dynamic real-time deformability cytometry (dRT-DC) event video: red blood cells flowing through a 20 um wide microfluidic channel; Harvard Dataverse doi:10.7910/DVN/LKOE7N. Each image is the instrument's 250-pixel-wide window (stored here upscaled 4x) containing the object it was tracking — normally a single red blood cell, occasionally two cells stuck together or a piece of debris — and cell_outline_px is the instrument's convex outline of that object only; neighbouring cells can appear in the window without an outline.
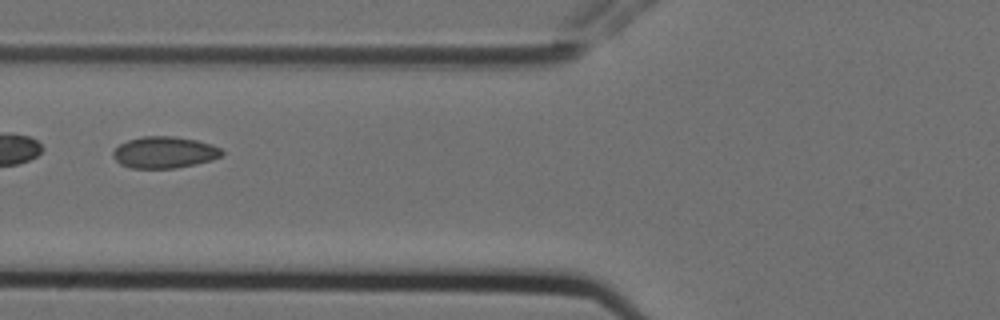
{"species": "Egyptian fruit bat (a non-hibernating species)", "species_latin": "Rousettus aegyptiacus", "temperature_condition": "cold", "stored_images_in_passage": 9, "camera_frame_rate_fps": 3000, "um_per_image_px": 0.085, "animal": {"sex": "female"}, "frame": {"image": 1, "passage_image": 6, "time_ms": 1.667, "image_size_px": [1000, 320], "cell_outline_px": [[224, 152], [220, 156], [212, 160], [196, 164], [176, 168], [132, 168], [120, 164], [112, 156], [112, 152], [120, 144], [128, 140], [144, 136], [172, 136], [196, 140], [212, 144], [220, 148]], "centroid_in_image_um": [13.97, 12.95], "position_along_channel_um": 111.8, "area_um2": 20.0}}
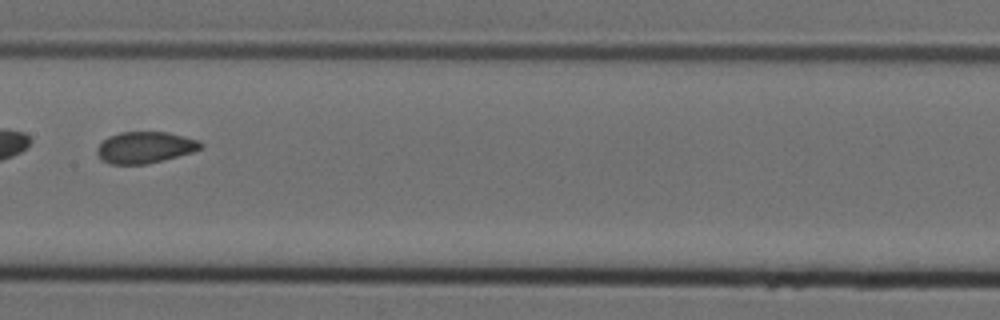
{"frame": {"image": 2, "passage_image": 8, "time_ms": 2.333, "image_size_px": [1000, 320], "cell_outline_px": [[204, 148], [192, 152], [144, 164], [112, 164], [100, 160], [96, 152], [96, 148], [108, 136], [120, 132], [168, 132], [200, 140], [204, 144]], "centroid_in_image_um": [12.33, 12.52], "position_along_channel_um": 195.1, "area_um2": 19.02}}
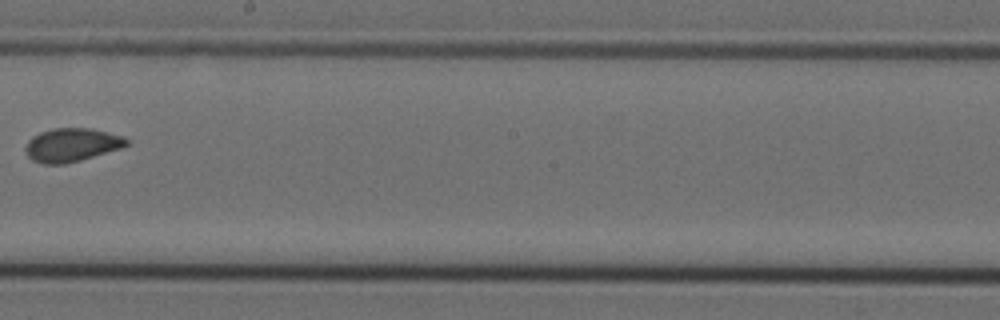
{"frame": {"image": 3, "passage_image": 9, "time_ms": 2.667, "image_size_px": [1000, 320], "cell_outline_px": [[128, 144], [120, 148], [80, 160], [64, 164], [44, 164], [32, 160], [28, 156], [24, 148], [28, 140], [32, 136], [40, 132], [52, 128], [92, 128], [124, 136], [128, 140]], "centroid_in_image_um": [6.07, 12.31], "position_along_channel_um": 242.1, "area_um2": 19.71}}